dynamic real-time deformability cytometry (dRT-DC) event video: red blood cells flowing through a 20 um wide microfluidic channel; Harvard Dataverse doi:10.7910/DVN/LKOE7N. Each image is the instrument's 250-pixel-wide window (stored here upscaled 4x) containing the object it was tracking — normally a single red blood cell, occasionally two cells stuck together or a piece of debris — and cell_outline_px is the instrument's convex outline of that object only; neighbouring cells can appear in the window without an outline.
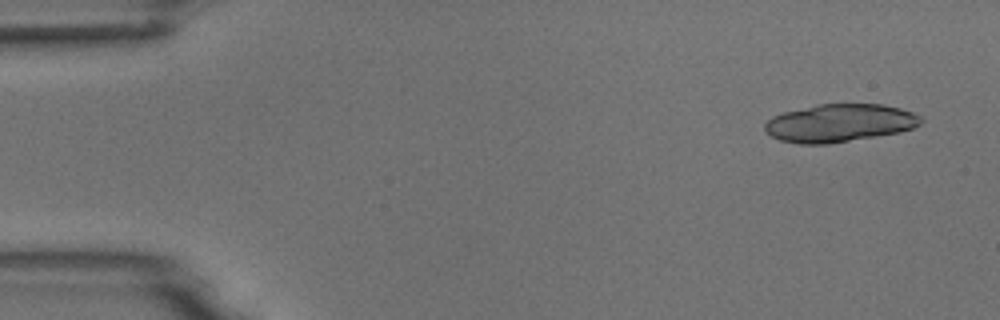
{"species": "common noctule bat (a hibernating species)", "species_latin": "Nyctalus noctula", "temperature_condition": "room temperature", "stored_images_in_passage": 7, "camera_frame_rate_fps": 3000, "um_per_image_px": 0.085, "animal": {"sex": "male", "body_mass_g": 18.8}, "frame": {"image": 1, "passage_image": 1, "time_ms": 0.0, "image_size_px": [1000, 320], "cell_outline_px": [[924, 120], [920, 124], [912, 128], [900, 132], [828, 144], [800, 144], [780, 140], [764, 132], [764, 124], [772, 116], [784, 112], [816, 104], [884, 104], [900, 108], [912, 112], [920, 116]], "centroid_in_image_um": [71.35, 10.45], "position_along_channel_um": 13.7, "area_um2": 34.56}}
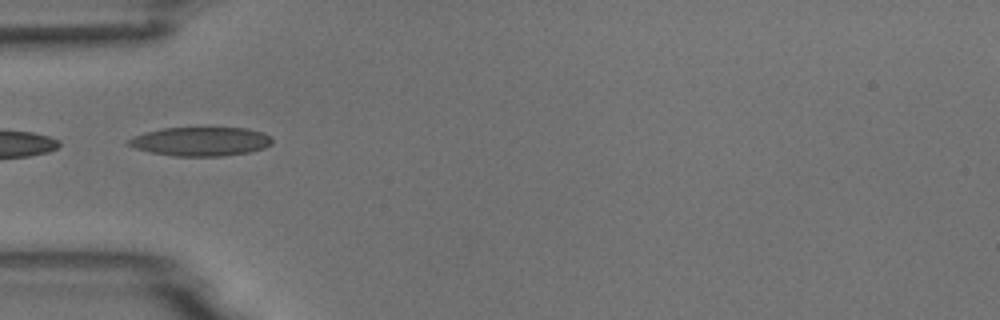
{"frame": {"image": 2, "passage_image": 5, "time_ms": 1.333, "image_size_px": [1000, 320], "cell_outline_px": [[272, 144], [264, 148], [248, 152], [220, 156], [176, 156], [152, 152], [136, 148], [124, 144], [132, 136], [164, 128], [248, 128], [264, 132], [272, 136]], "centroid_in_image_um": [17.09, 12.02], "position_along_channel_um": 67.9, "area_um2": 24.16}}